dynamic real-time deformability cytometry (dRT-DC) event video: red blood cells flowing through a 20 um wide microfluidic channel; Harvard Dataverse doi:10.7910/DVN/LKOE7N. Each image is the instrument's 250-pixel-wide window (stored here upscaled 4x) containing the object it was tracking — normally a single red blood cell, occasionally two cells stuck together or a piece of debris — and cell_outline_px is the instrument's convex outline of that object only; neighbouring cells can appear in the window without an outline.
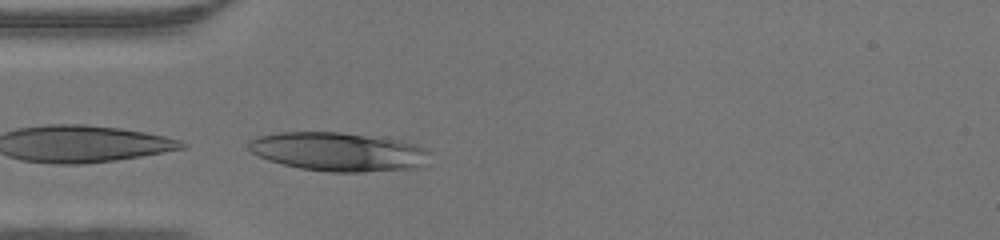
{"species": "human", "species_latin": "Homo sapiens", "temperature_condition": "warm", "stored_images_in_passage": 4, "camera_frame_rate_fps": 3000, "um_per_image_px": 0.085, "donor": {"sex": "male"}, "frame": {"image": 1, "passage_image": 4, "time_ms": 1.0, "image_size_px": [1000, 240], "cell_outline_px": [[432, 152], [416, 168], [364, 172], [328, 172], [300, 168], [268, 160], [252, 152], [248, 148], [248, 140], [256, 136], [276, 132], [340, 132], [396, 140], [416, 144]], "centroid_in_image_um": [28.7, 12.89], "position_along_channel_um": 56.3, "area_um2": 40.75}}